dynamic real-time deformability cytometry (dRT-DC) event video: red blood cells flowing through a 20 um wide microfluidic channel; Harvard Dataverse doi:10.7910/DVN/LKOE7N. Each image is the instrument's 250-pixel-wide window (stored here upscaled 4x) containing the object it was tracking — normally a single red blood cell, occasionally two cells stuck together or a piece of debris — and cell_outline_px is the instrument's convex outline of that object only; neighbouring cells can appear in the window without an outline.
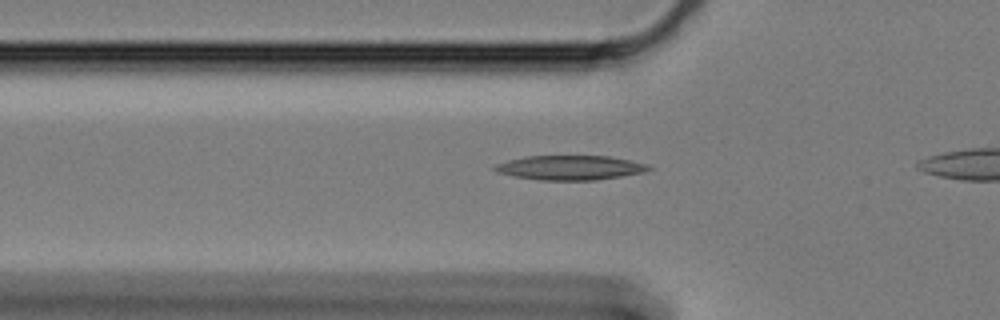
{"species": "Egyptian fruit bat (a non-hibernating species)", "species_latin": "Rousettus aegyptiacus", "temperature_condition": "cold", "stored_images_in_passage": 16, "camera_frame_rate_fps": 3000, "um_per_image_px": 0.085, "animal": {"sex": "female"}, "frame": {"image": 1, "passage_image": 14, "time_ms": 4.333, "image_size_px": [1000, 320], "cell_outline_px": [[652, 168], [644, 172], [596, 180], [540, 180], [516, 176], [496, 172], [492, 168], [496, 164], [508, 160], [528, 156], [608, 156], [628, 160], [644, 164]], "centroid_in_image_um": [48.42, 14.25], "position_along_channel_um": 77.4, "area_um2": 21.62}}